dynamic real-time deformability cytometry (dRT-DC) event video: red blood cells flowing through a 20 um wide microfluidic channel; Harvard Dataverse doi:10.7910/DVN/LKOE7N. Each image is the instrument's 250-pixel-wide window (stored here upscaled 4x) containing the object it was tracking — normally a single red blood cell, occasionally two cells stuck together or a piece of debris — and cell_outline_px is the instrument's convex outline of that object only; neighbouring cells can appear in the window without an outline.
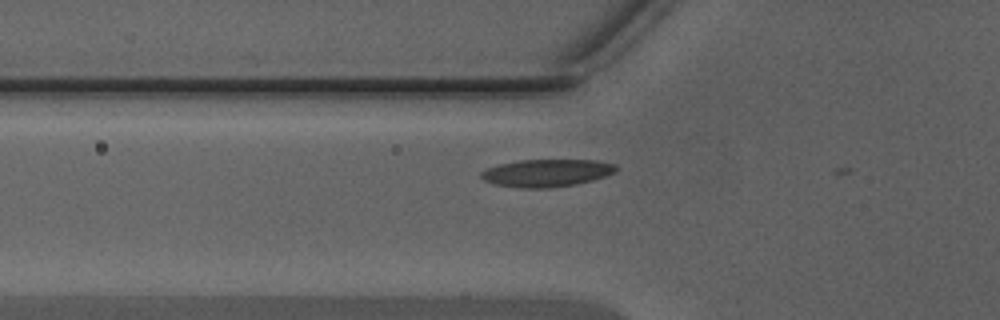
{"species": "Egyptian fruit bat (a non-hibernating species)", "species_latin": "Rousettus aegyptiacus", "temperature_condition": "warm", "stored_images_in_passage": 4, "camera_frame_rate_fps": 3000, "um_per_image_px": 0.085, "animal": {"sex": "male"}, "frame": {"image": 1, "passage_image": 3, "time_ms": 0.667, "image_size_px": [1000, 320], "cell_outline_px": [[620, 168], [616, 172], [592, 180], [576, 184], [548, 188], [520, 188], [492, 184], [484, 180], [480, 176], [480, 172], [488, 168], [500, 164], [520, 160], [596, 160], [616, 164]], "centroid_in_image_um": [46.48, 14.7], "position_along_channel_um": 79.3, "area_um2": 21.73}}